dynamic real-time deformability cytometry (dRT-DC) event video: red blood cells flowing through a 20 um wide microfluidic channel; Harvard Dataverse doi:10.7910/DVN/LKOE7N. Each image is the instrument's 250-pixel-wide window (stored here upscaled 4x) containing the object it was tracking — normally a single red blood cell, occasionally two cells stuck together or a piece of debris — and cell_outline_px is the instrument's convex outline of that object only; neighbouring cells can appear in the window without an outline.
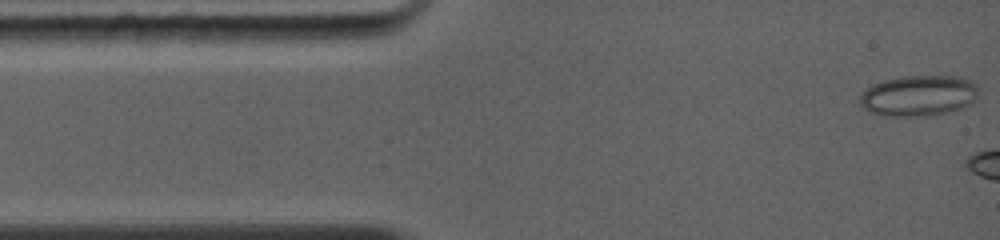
{"species": "common noctule bat (a hibernating species)", "species_latin": "Nyctalus noctula", "temperature_condition": "warm", "stored_images_in_passage": 2, "camera_frame_rate_fps": 5000, "um_per_image_px": 0.085, "animal": {"sex": "female", "body_mass_g": 19.0, "forearm_length_mm": 56.7}, "frame": {"image": 1, "passage_image": 1, "time_ms": 0.0, "image_size_px": [1000, 240], "cell_outline_px": [[976, 96], [972, 104], [948, 112], [928, 116], [888, 116], [868, 112], [860, 108], [860, 92], [872, 84], [884, 80], [904, 76], [956, 76], [972, 80], [976, 84]], "centroid_in_image_um": [78.03, 8.14], "position_along_channel_um": 7.0, "area_um2": 28.5}}